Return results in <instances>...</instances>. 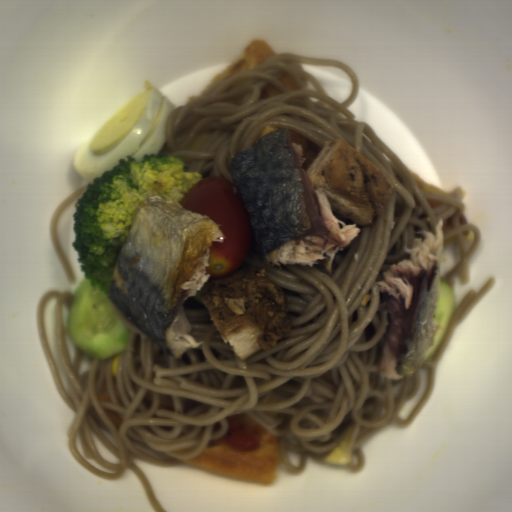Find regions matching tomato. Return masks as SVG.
I'll return each instance as SVG.
<instances>
[{
    "instance_id": "2",
    "label": "tomato",
    "mask_w": 512,
    "mask_h": 512,
    "mask_svg": "<svg viewBox=\"0 0 512 512\" xmlns=\"http://www.w3.org/2000/svg\"><path fill=\"white\" fill-rule=\"evenodd\" d=\"M266 432L249 415L242 413L228 417L227 431L217 439L231 445L238 451L252 452L256 450Z\"/></svg>"
},
{
    "instance_id": "1",
    "label": "tomato",
    "mask_w": 512,
    "mask_h": 512,
    "mask_svg": "<svg viewBox=\"0 0 512 512\" xmlns=\"http://www.w3.org/2000/svg\"><path fill=\"white\" fill-rule=\"evenodd\" d=\"M178 205L213 220L224 236L223 241H213L209 247L205 267L209 278L216 280L238 271L248 257L254 230L236 185L219 176L202 178Z\"/></svg>"
}]
</instances>
